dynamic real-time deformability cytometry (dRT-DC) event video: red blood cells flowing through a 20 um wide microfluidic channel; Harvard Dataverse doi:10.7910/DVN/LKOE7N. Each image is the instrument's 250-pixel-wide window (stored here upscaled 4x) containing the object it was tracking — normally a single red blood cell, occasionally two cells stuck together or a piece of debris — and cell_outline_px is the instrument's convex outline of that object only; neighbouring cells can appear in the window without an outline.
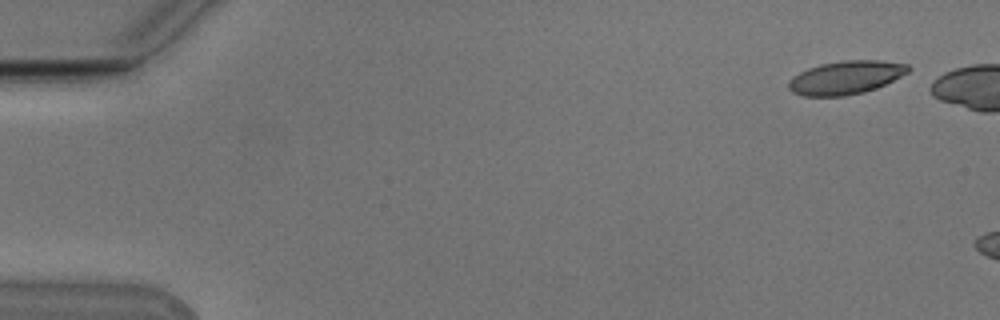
{"species": "Egyptian fruit bat (a non-hibernating species)", "species_latin": "Rousettus aegyptiacus", "temperature_condition": "cold", "stored_images_in_passage": 6, "camera_frame_rate_fps": 3000, "um_per_image_px": 0.085, "animal": {"sex": "male"}, "frame": {"image": 1, "passage_image": 1, "time_ms": 0.0, "image_size_px": [1000, 320], "cell_outline_px": [[912, 68], [908, 72], [876, 88], [864, 92], [844, 96], [804, 96], [792, 92], [788, 88], [788, 80], [792, 76], [808, 68], [820, 64], [840, 60], [880, 60], [908, 64]], "centroid_in_image_um": [71.86, 6.58], "position_along_channel_um": 13.1, "area_um2": 23.35}}